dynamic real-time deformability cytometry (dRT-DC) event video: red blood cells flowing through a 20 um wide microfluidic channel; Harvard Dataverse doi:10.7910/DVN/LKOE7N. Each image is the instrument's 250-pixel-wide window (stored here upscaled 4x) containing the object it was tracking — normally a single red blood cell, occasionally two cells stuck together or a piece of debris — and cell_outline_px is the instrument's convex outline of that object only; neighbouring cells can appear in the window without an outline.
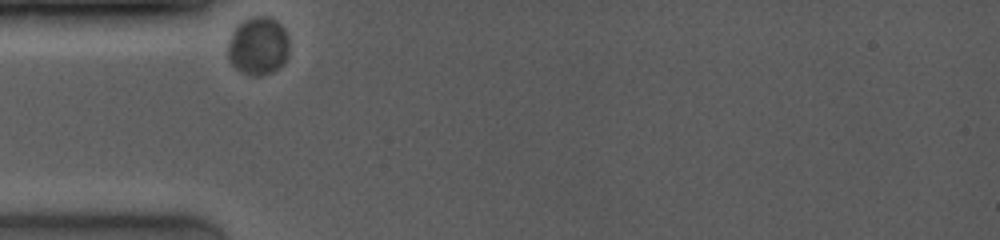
{"species": "common noctule bat (a hibernating species)", "species_latin": "Nyctalus noctula", "temperature_condition": "room temperature", "stored_images_in_passage": 21, "camera_frame_rate_fps": 4000, "um_per_image_px": 0.085, "animal": {"sex": "female", "body_mass_g": 19.0, "forearm_length_mm": 53.3}, "frame": {"image": 1, "passage_image": 1, "time_ms": 0.0, "image_size_px": [1000, 240], "cell_outline_px": [[288, 52], [284, 64], [272, 72], [260, 76], [252, 76], [236, 68], [232, 64], [228, 56], [228, 48], [232, 32], [244, 20], [252, 16], [268, 16], [276, 20], [284, 28], [288, 40]], "centroid_in_image_um": [21.97, 3.91], "position_along_channel_um": 63.0, "area_um2": 20.63}}
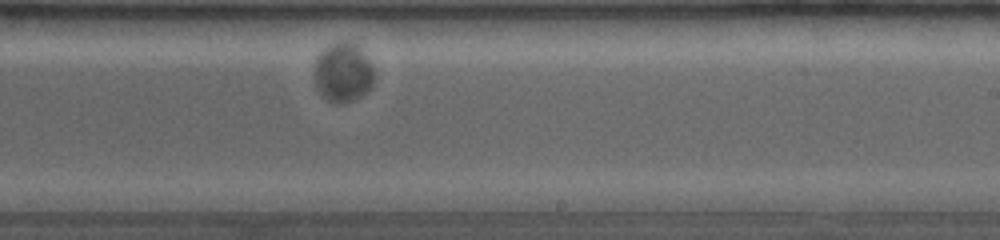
{"frame": {"image": 2, "passage_image": 11, "time_ms": 5.75, "image_size_px": [1000, 240], "cell_outline_px": [[372, 84], [360, 96], [352, 100], [340, 104], [332, 104], [316, 88], [316, 56], [328, 44], [340, 40], [348, 40], [368, 60], [372, 68]], "centroid_in_image_um": [29.1, 6.16], "position_along_channel_um": 259.9, "area_um2": 20.06}}
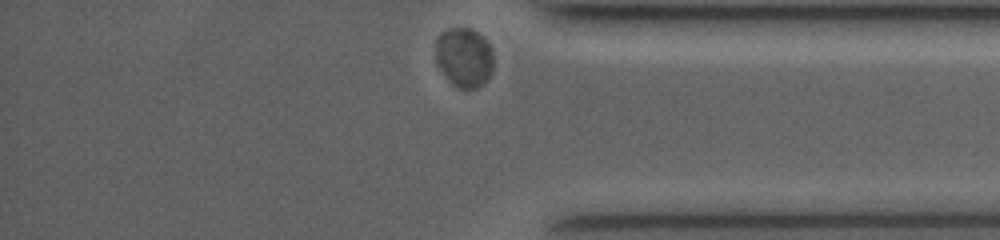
{"frame": {"image": 3, "passage_image": 21, "time_ms": 9.5, "image_size_px": [1000, 240], "cell_outline_px": [[492, 72], [484, 84], [476, 88], [460, 88], [452, 84], [448, 80], [436, 64], [436, 40], [440, 32], [448, 28], [468, 28], [484, 36], [492, 52]], "centroid_in_image_um": [39.43, 4.87], "position_along_channel_um": 395.8, "area_um2": 20.17}}